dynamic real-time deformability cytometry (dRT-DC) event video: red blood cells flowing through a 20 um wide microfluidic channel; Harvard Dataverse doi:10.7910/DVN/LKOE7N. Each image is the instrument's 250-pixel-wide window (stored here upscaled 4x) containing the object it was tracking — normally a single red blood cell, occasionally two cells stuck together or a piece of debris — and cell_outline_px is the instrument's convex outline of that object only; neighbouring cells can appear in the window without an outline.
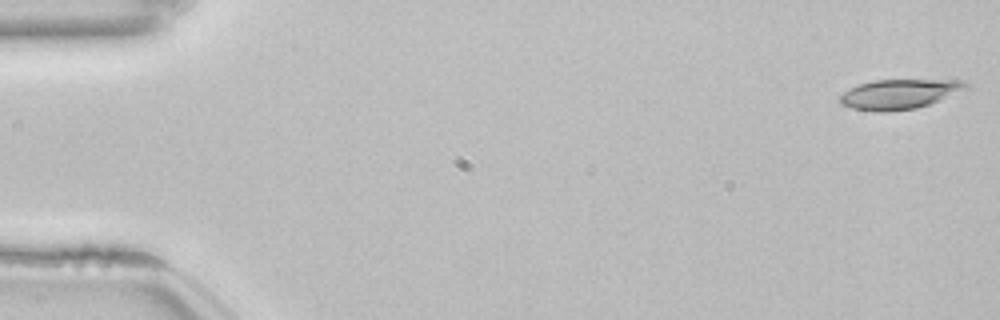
{"species": "common noctule bat (a hibernating species)", "species_latin": "Nyctalus noctula", "temperature_condition": "room temperature", "stored_images_in_passage": 53, "camera_frame_rate_fps": 3000, "um_per_image_px": 0.085, "animal": {"sex": "female", "body_mass_g": 22.7, "forearm_length_mm": 54.2}, "frame": {"image": 1, "passage_image": 1, "time_ms": 0.0, "image_size_px": [1000, 320], "cell_outline_px": [[968, 88], [928, 104], [916, 108], [888, 112], [876, 112], [852, 108], [840, 104], [840, 96], [848, 88], [872, 80], [960, 80], [968, 84]], "centroid_in_image_um": [76.39, 8.0], "position_along_channel_um": 8.6, "area_um2": 21.68}}
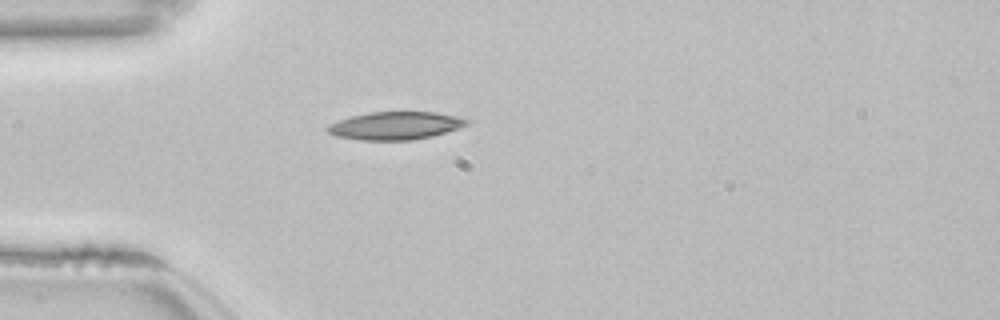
{"frame": {"image": 2, "passage_image": 15, "time_ms": 4.667, "image_size_px": [1000, 320], "cell_outline_px": [[472, 120], [468, 124], [432, 136], [412, 140], [360, 140], [336, 136], [328, 132], [324, 128], [328, 124], [352, 116], [368, 112], [436, 112], [456, 116]], "centroid_in_image_um": [33.58, 10.68], "position_along_channel_um": 51.4, "area_um2": 22.54}}
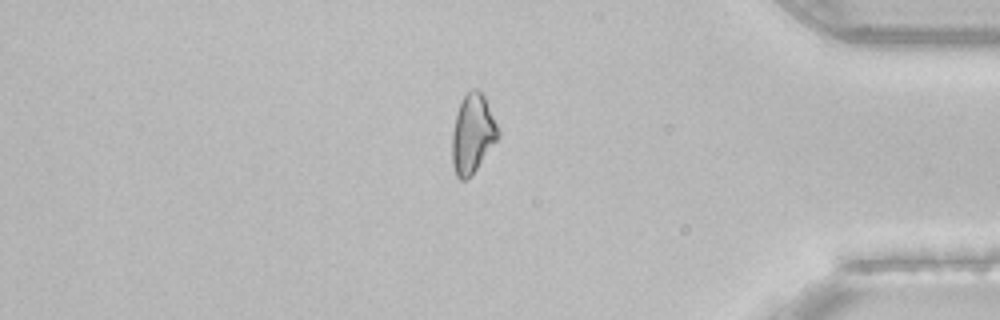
{"frame": {"image": 3, "passage_image": 45, "time_ms": 14.667, "image_size_px": [1000, 320], "cell_outline_px": [[500, 136], [472, 176], [468, 180], [460, 180], [456, 176], [452, 164], [452, 132], [456, 112], [460, 100], [472, 88], [476, 88], [484, 96], [500, 132]], "centroid_in_image_um": [40.15, 11.4], "position_along_channel_um": 395.0, "area_um2": 21.39}, "authors_computed_cell_mechanics": {"area_um2": 21.7328, "velocity_mm_per_s": 3.8525, "shape_relaxation_time_tau1_ms": 7.3397, "shape_relaxation_time_tau2_ms": null, "deformation_change_tau1": 0.1618, "deformation_change_tau2": null}}